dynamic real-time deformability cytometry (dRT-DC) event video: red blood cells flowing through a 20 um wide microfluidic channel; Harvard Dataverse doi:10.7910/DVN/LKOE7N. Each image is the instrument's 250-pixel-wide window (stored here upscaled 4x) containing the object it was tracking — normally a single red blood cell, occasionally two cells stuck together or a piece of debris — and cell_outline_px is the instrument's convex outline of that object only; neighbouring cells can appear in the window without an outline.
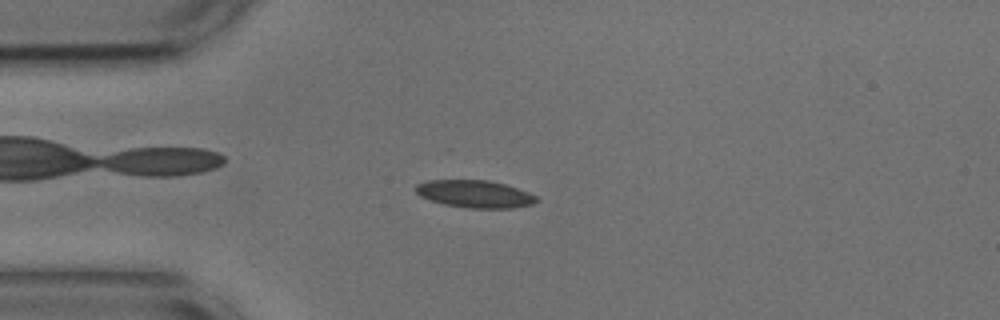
{"species": "common noctule bat (a hibernating species)", "species_latin": "Nyctalus noctula", "temperature_condition": "cold", "stored_images_in_passage": 53, "camera_frame_rate_fps": 3000, "um_per_image_px": 0.085, "animal": {"sex": "male", "body_mass_g": 17.9, "forearm_length_mm": 54.2}, "frame": {"image": 1, "passage_image": 12, "time_ms": 3.667, "image_size_px": [1000, 320], "cell_outline_px": [[540, 200], [532, 204], [512, 208], [468, 208], [444, 204], [420, 196], [416, 192], [416, 184], [428, 180], [488, 180], [504, 184], [528, 192], [536, 196]], "centroid_in_image_um": [40.37, 16.48], "position_along_channel_um": 44.6, "area_um2": 19.19}}
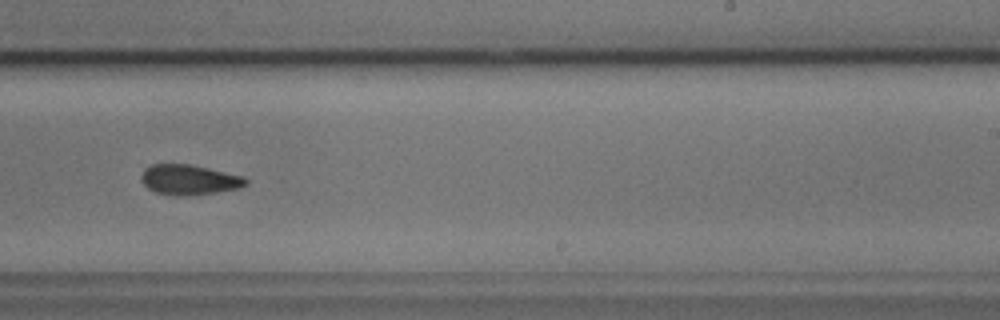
{"frame": {"image": 2, "passage_image": 32, "time_ms": 10.333, "image_size_px": [1000, 320], "cell_outline_px": [[248, 184], [236, 188], [216, 192], [188, 196], [176, 196], [156, 192], [148, 188], [140, 180], [140, 176], [144, 168], [152, 164], [188, 164], [244, 176], [248, 180]], "centroid_in_image_um": [16.04, 15.28], "position_along_channel_um": 273.0, "area_um2": 18.32}}
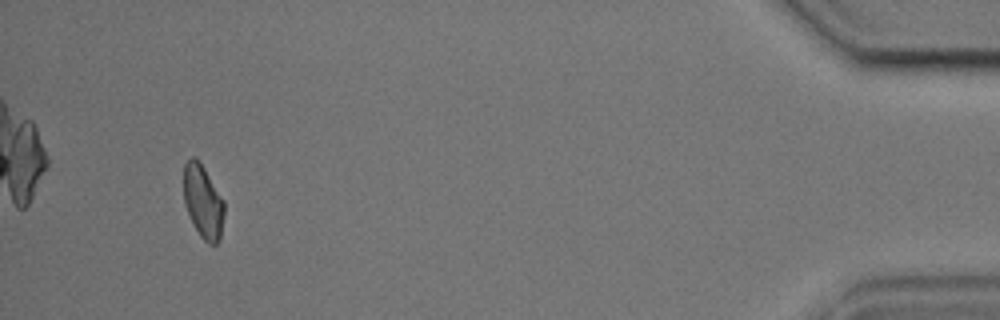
{"frame": {"image": 3, "passage_image": 50, "time_ms": 16.333, "image_size_px": [1000, 320], "cell_outline_px": [[224, 216], [220, 240], [216, 244], [208, 244], [200, 236], [184, 204], [184, 164], [192, 156], [196, 156], [200, 160], [224, 200]], "centroid_in_image_um": [17.27, 17.11], "position_along_channel_um": 417.9, "area_um2": 17.46}, "authors_computed_cell_mechanics": {"area_um2": 18.4382, "velocity_mm_per_s": 3.6544, "shape_relaxation_time_tau1_ms": null, "shape_relaxation_time_tau2_ms": 4.4253, "deformation_change_tau1": null, "deformation_change_tau2": 0.0963}}